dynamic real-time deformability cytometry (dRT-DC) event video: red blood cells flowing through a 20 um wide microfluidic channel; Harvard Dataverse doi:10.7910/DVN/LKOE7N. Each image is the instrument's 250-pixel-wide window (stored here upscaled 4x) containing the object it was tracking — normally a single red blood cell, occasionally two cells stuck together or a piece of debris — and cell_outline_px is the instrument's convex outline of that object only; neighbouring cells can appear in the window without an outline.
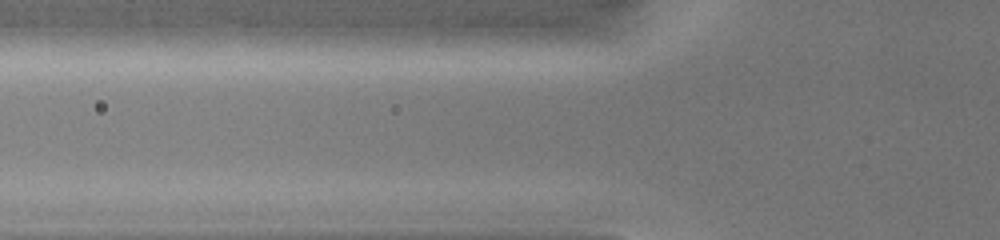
{"species": "common noctule bat (a hibernating species)", "species_latin": "Nyctalus noctula", "temperature_condition": "warm", "stored_images_in_passage": 3, "camera_frame_rate_fps": 3000, "um_per_image_px": 0.085, "animal": {"sex": "female", "body_mass_g": 19.0, "forearm_length_mm": 51.5}, "frame": {"image": 1, "passage_image": 2, "time_ms": 0.667, "image_size_px": [1000, 240], "cell_outline_px": [[592, 40], [588, 44], [568, 48], [408, 52], [400, 52], [384, 44], [388, 32], [472, 24], [576, 24]], "centroid_in_image_um": [41.48, 3.21], "position_along_channel_um": 84.3, "area_um2": 34.39}}